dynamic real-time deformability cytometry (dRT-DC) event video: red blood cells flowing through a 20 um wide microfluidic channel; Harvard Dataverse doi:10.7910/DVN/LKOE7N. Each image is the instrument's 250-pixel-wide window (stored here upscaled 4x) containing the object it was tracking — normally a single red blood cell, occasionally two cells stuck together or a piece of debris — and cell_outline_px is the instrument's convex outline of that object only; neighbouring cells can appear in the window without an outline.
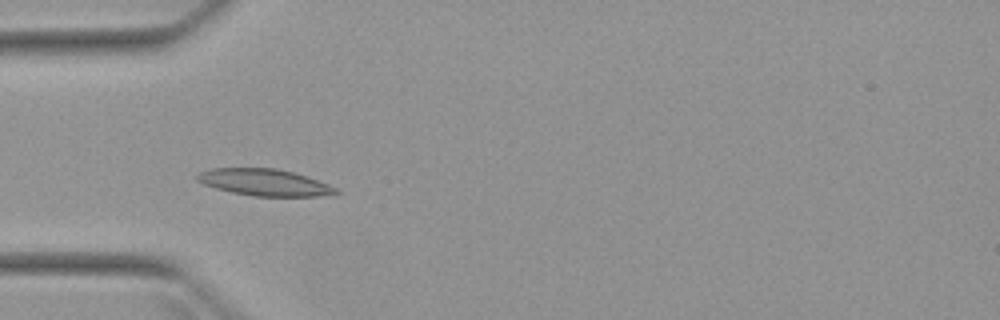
{"species": "Egyptian fruit bat (a non-hibernating species)", "species_latin": "Rousettus aegyptiacus", "temperature_condition": "warm", "stored_images_in_passage": 7, "camera_frame_rate_fps": 3000, "um_per_image_px": 0.085, "animal": {"sex": "female"}, "frame": {"image": 1, "passage_image": 5, "time_ms": 4.667, "image_size_px": [1000, 320], "cell_outline_px": [[340, 192], [316, 196], [252, 196], [232, 192], [216, 188], [204, 184], [196, 180], [196, 176], [200, 172], [212, 168], [276, 168], [308, 176], [328, 184], [336, 188]], "centroid_in_image_um": [22.46, 15.49], "position_along_channel_um": 62.5, "area_um2": 21.44}}
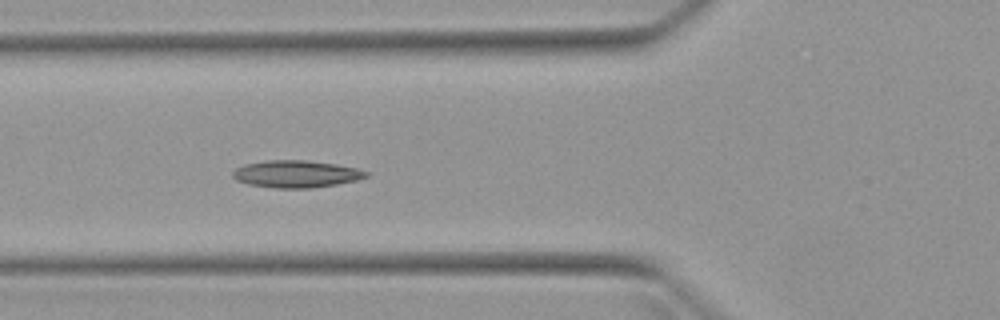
{"frame": {"image": 2, "passage_image": 6, "time_ms": 5.667, "image_size_px": [1000, 320], "cell_outline_px": [[368, 176], [356, 180], [336, 184], [308, 188], [272, 188], [248, 184], [236, 180], [232, 176], [232, 172], [236, 168], [244, 164], [264, 160], [308, 160], [336, 164], [356, 168], [368, 172]], "centroid_in_image_um": [25.13, 14.78], "position_along_channel_um": 100.7, "area_um2": 21.15}}
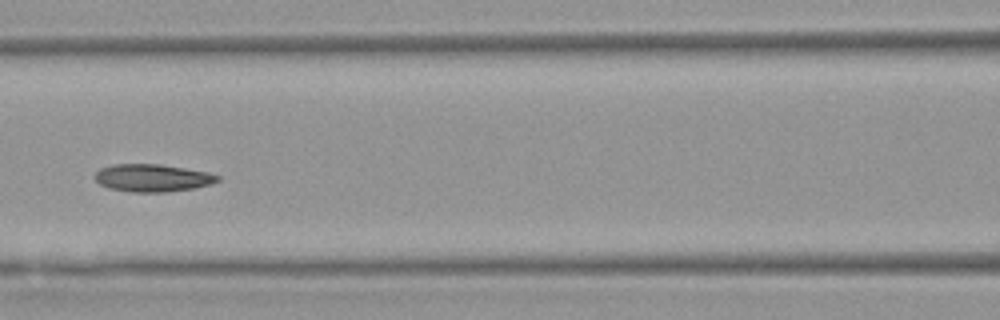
{"frame": {"image": 3, "passage_image": 7, "time_ms": 7.0, "image_size_px": [1000, 320], "cell_outline_px": [[220, 180], [212, 184], [196, 188], [168, 192], [132, 192], [108, 188], [100, 184], [96, 180], [96, 172], [100, 168], [112, 164], [160, 164], [208, 172], [220, 176]], "centroid_in_image_um": [12.99, 15.13], "position_along_channel_um": 153.6, "area_um2": 19.83}}